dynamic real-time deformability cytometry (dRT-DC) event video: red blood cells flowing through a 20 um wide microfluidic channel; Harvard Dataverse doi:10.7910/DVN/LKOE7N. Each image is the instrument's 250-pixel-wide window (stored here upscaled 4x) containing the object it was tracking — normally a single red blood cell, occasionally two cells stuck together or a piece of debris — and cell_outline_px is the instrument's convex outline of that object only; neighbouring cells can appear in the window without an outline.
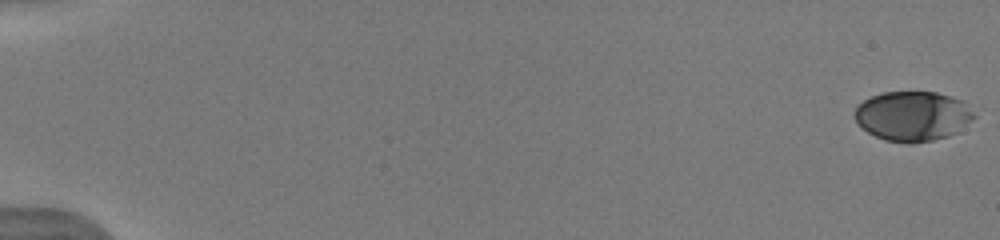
{"species": "human", "species_latin": "Homo sapiens", "temperature_condition": "warm", "stored_images_in_passage": 13, "camera_frame_rate_fps": 3000, "um_per_image_px": 0.085, "donor": {"sex": "male"}, "frame": {"image": 1, "passage_image": 1, "time_ms": 0.0, "image_size_px": [1000, 240], "cell_outline_px": [[976, 116], [972, 120], [956, 132], [948, 136], [932, 140], [912, 144], [908, 144], [884, 140], [868, 132], [852, 116], [852, 112], [864, 100], [880, 92], [936, 92], [952, 96], [964, 100]], "centroid_in_image_um": [77.58, 9.86], "position_along_channel_um": 7.4, "area_um2": 34.8}}
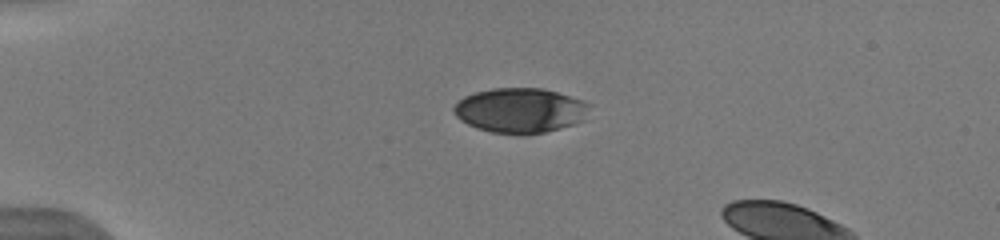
{"frame": {"image": 2, "passage_image": 10, "time_ms": 4.333, "image_size_px": [1000, 240], "cell_outline_px": [[588, 104], [584, 120], [560, 128], [544, 132], [492, 132], [476, 128], [460, 120], [452, 112], [452, 108], [464, 96], [476, 92], [492, 88], [544, 88], [584, 100]], "centroid_in_image_um": [44.18, 9.35], "position_along_channel_um": 40.8, "area_um2": 34.85}}